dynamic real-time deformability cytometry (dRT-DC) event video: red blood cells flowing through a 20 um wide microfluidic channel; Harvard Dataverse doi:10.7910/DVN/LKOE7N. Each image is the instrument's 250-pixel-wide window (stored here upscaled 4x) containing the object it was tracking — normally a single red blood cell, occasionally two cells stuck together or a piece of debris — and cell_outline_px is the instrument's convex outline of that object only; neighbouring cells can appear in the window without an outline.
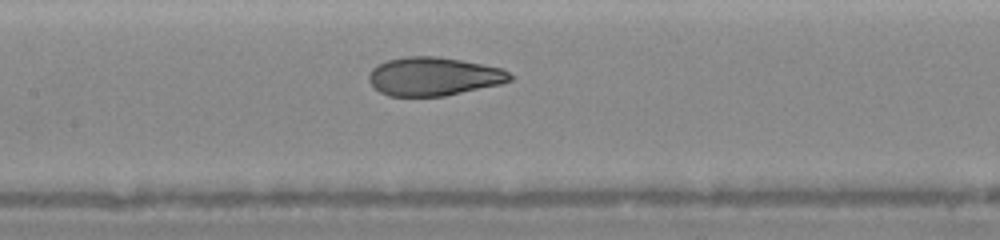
{"species": "human", "species_latin": "Homo sapiens", "temperature_condition": "warm", "stored_images_in_passage": 15, "camera_frame_rate_fps": 3000, "um_per_image_px": 0.085, "donor": {"sex": "female"}, "frame": {"image": 1, "passage_image": 13, "time_ms": 5.333, "image_size_px": [1000, 240], "cell_outline_px": [[516, 76], [512, 80], [500, 84], [444, 96], [388, 96], [380, 92], [368, 80], [368, 76], [372, 68], [388, 60], [404, 56], [436, 56], [460, 60], [504, 68]], "centroid_in_image_um": [36.9, 6.49], "position_along_channel_um": 170.5, "area_um2": 31.73}}
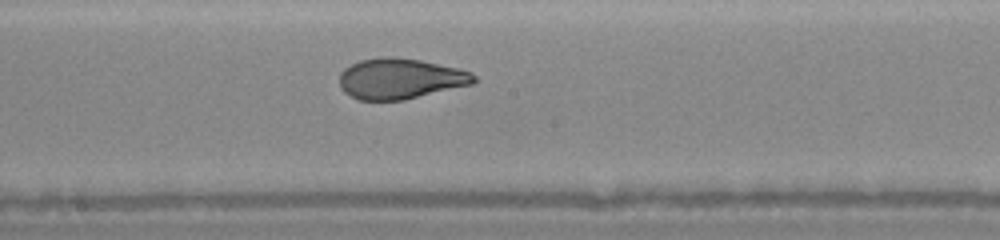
{"frame": {"image": 2, "passage_image": 15, "time_ms": 6.333, "image_size_px": [1000, 240], "cell_outline_px": [[476, 80], [472, 84], [404, 100], [356, 100], [344, 92], [340, 88], [340, 72], [344, 68], [360, 60], [388, 56], [392, 56], [420, 60], [460, 68], [472, 72], [476, 76]], "centroid_in_image_um": [34.02, 6.69], "position_along_channel_um": 214.2, "area_um2": 31.96}}